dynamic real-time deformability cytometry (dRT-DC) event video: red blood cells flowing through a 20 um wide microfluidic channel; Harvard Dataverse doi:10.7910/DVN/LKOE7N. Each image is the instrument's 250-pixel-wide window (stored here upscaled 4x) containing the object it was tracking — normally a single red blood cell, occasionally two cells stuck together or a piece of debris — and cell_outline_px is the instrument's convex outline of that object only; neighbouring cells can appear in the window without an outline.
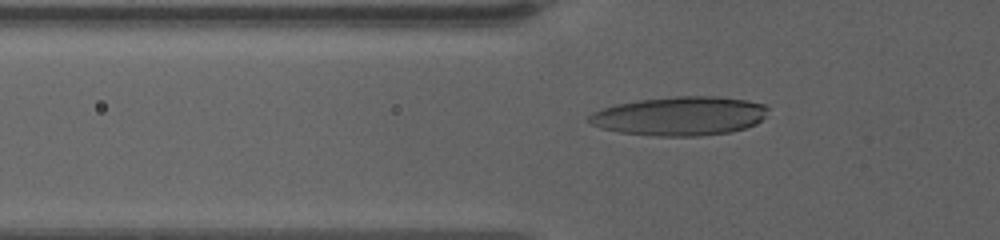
{"species": "human", "species_latin": "Homo sapiens", "temperature_condition": "warm", "stored_images_in_passage": 58, "camera_frame_rate_fps": 3000, "um_per_image_px": 0.085, "donor": {"sex": "female"}, "frame": {"image": 1, "passage_image": 23, "time_ms": 7.333, "image_size_px": [1000, 240], "cell_outline_px": [[768, 108], [764, 116], [756, 124], [732, 132], [700, 136], [652, 136], [620, 132], [600, 128], [588, 124], [584, 120], [592, 112], [600, 108], [616, 104], [636, 100], [676, 96], [720, 96], [748, 100], [764, 104]], "centroid_in_image_um": [57.72, 9.86], "position_along_channel_um": 68.1, "area_um2": 41.15}}
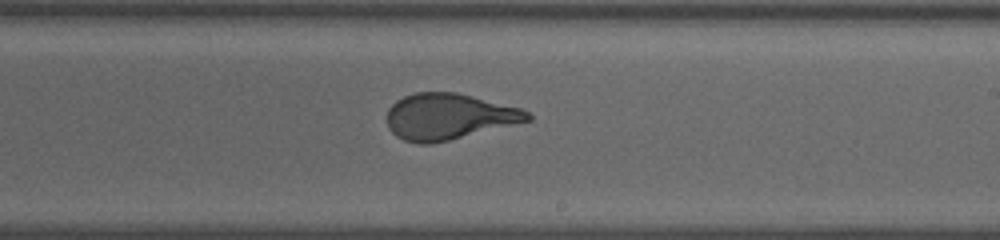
{"frame": {"image": 2, "passage_image": 39, "time_ms": 12.667, "image_size_px": [1000, 240], "cell_outline_px": [[532, 120], [432, 144], [420, 144], [404, 140], [396, 136], [388, 128], [388, 108], [396, 100], [404, 96], [416, 92], [456, 92], [520, 108], [528, 112], [532, 116]], "centroid_in_image_um": [38.12, 9.91], "position_along_channel_um": 250.9, "area_um2": 37.57}}
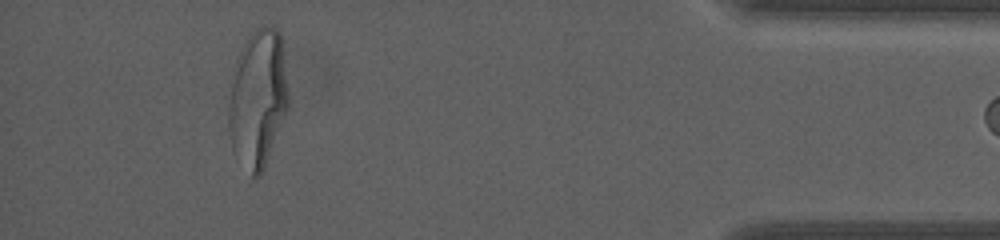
{"frame": {"image": 3, "passage_image": 57, "time_ms": 18.667, "image_size_px": [1000, 240], "cell_outline_px": [[288, 108], [264, 168], [260, 176], [252, 176], [232, 148], [228, 128], [228, 108], [232, 68], [248, 36], [256, 28], [264, 24], [272, 24], [280, 32], [288, 92]], "centroid_in_image_um": [21.9, 8.31], "position_along_channel_um": 413.3, "area_um2": 47.97}}